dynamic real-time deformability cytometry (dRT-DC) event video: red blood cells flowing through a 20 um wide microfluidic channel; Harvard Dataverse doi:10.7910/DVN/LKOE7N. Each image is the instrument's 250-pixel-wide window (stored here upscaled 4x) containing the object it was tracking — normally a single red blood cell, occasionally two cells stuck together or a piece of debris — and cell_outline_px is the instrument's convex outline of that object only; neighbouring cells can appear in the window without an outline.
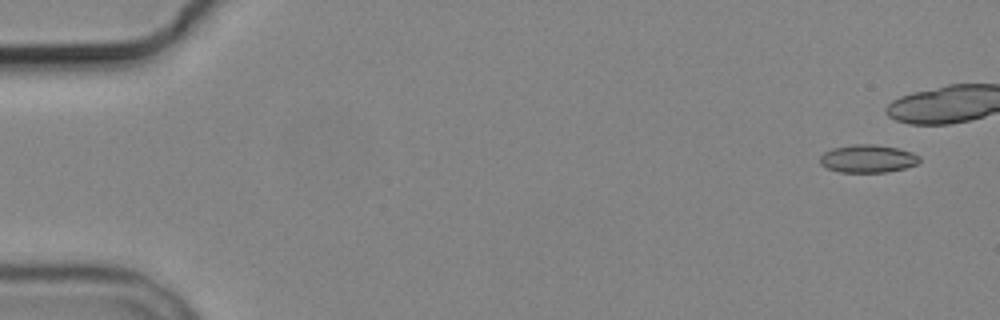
{"species": "common noctule bat (a hibernating species)", "species_latin": "Nyctalus noctula", "temperature_condition": "cold", "stored_images_in_passage": 6, "camera_frame_rate_fps": 3000, "um_per_image_px": 0.085, "animal": {"sex": "male", "body_mass_g": 19.2, "forearm_length_mm": 51.8}, "frame": {"image": 1, "passage_image": 1, "time_ms": 0.0, "image_size_px": [1000, 320], "cell_outline_px": [[920, 160], [916, 164], [904, 168], [888, 172], [840, 172], [828, 168], [820, 164], [820, 156], [824, 152], [832, 148], [856, 144], [876, 144], [896, 148], [912, 152], [920, 156]], "centroid_in_image_um": [73.76, 13.48], "position_along_channel_um": 11.2, "area_um2": 16.13}}